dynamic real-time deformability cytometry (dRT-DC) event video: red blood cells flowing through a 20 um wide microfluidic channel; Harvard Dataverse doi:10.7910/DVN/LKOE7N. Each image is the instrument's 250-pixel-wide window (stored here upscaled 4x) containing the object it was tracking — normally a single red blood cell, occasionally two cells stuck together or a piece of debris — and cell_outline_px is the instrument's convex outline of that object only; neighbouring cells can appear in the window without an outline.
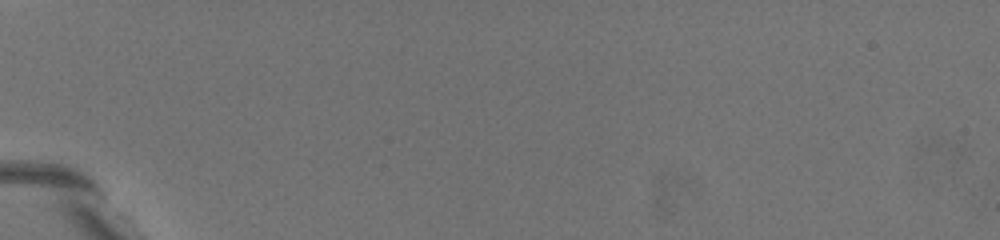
{"species": "common noctule bat (a hibernating species)", "species_latin": "Nyctalus noctula", "temperature_condition": "warm", "stored_images_in_passage": 2, "camera_frame_rate_fps": 3000, "um_per_image_px": 0.085, "animal": {"sex": "female", "body_mass_g": 19.5, "forearm_length_mm": 54.1}, "frame": {"image": 1, "passage_image": 1, "time_ms": 0.0, "image_size_px": [1000, 240], "cell_outline_px": [[176, 208], [168, 208], [116, 168], [100, 136], [116, 136], [132, 144], [172, 192], [176, 200]], "centroid_in_image_um": [11.74, 14.41], "position_along_channel_um": 73.3, "area_um2": 14.1}}